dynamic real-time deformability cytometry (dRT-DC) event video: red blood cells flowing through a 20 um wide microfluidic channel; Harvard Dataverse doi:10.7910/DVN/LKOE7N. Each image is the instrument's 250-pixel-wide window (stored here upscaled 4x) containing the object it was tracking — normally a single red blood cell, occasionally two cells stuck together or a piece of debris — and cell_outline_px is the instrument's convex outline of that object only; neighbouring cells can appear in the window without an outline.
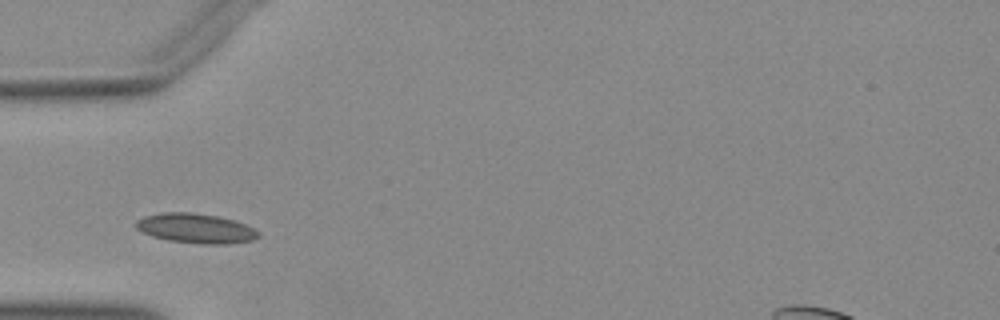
{"species": "Egyptian fruit bat (a non-hibernating species)", "species_latin": "Rousettus aegyptiacus", "temperature_condition": "warm", "stored_images_in_passage": 5, "camera_frame_rate_fps": 3000, "um_per_image_px": 0.085, "animal": {"sex": "female"}, "frame": {"image": 1, "passage_image": 2, "time_ms": 0.333, "image_size_px": [1000, 320], "cell_outline_px": [[260, 236], [252, 240], [228, 244], [200, 244], [168, 240], [152, 236], [136, 228], [136, 220], [144, 216], [164, 212], [192, 212], [220, 216], [244, 224], [260, 232]], "centroid_in_image_um": [16.64, 19.41], "position_along_channel_um": 68.4, "area_um2": 21.15}}